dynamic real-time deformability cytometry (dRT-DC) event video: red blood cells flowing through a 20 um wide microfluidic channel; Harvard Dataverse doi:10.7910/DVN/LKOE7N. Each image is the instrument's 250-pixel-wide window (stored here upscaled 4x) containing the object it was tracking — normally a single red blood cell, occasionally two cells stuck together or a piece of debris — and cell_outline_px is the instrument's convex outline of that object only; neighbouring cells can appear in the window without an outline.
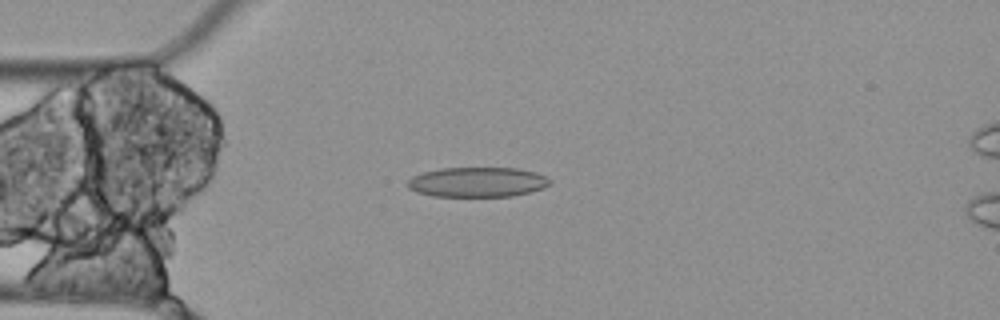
{"species": "Egyptian fruit bat (a non-hibernating species)", "species_latin": "Rousettus aegyptiacus", "temperature_condition": "cold", "stored_images_in_passage": 5, "camera_frame_rate_fps": 3000, "um_per_image_px": 0.085, "animal": {"sex": "female"}, "frame": {"image": 1, "passage_image": 4, "time_ms": 1.0, "image_size_px": [1000, 320], "cell_outline_px": [[552, 184], [544, 188], [512, 196], [432, 196], [416, 192], [408, 188], [408, 180], [412, 176], [424, 172], [440, 168], [516, 168], [536, 172], [552, 180]], "centroid_in_image_um": [40.59, 15.47], "position_along_channel_um": 44.4, "area_um2": 24.8}}